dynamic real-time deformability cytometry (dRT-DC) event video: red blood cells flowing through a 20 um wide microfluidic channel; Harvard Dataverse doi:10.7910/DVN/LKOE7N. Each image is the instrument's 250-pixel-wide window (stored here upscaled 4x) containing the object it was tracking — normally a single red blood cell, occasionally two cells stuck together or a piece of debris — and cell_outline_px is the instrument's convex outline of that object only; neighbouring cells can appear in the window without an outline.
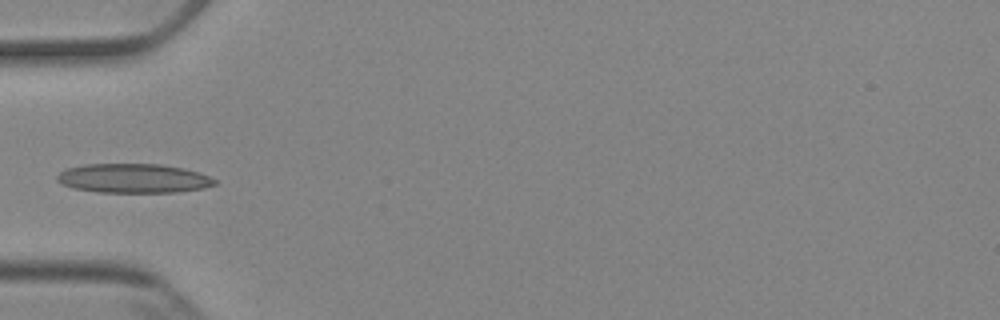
{"species": "Egyptian fruit bat (a non-hibernating species)", "species_latin": "Rousettus aegyptiacus", "temperature_condition": "cold", "stored_images_in_passage": 6, "camera_frame_rate_fps": 3000, "um_per_image_px": 0.085, "animal": {"sex": "female"}, "frame": {"image": 1, "passage_image": 5, "time_ms": 5.0, "image_size_px": [1000, 320], "cell_outline_px": [[216, 184], [204, 188], [176, 192], [96, 192], [72, 188], [56, 180], [56, 176], [64, 168], [84, 164], [160, 164], [184, 168], [208, 176], [216, 180]], "centroid_in_image_um": [11.3, 15.15], "position_along_channel_um": 73.7, "area_um2": 26.88}}
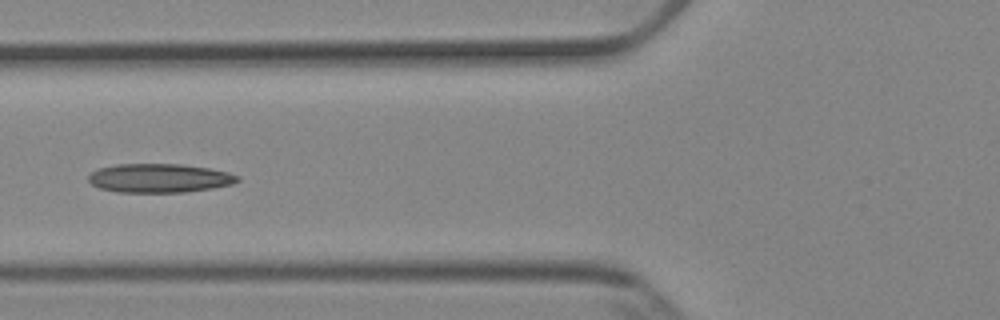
{"frame": {"image": 2, "passage_image": 6, "time_ms": 6.0, "image_size_px": [1000, 320], "cell_outline_px": [[240, 180], [232, 184], [212, 188], [188, 192], [116, 192], [100, 188], [92, 184], [88, 180], [88, 176], [92, 172], [100, 168], [116, 164], [180, 164], [208, 168], [228, 172], [240, 176]], "centroid_in_image_um": [13.56, 15.14], "position_along_channel_um": 112.2, "area_um2": 25.09}}